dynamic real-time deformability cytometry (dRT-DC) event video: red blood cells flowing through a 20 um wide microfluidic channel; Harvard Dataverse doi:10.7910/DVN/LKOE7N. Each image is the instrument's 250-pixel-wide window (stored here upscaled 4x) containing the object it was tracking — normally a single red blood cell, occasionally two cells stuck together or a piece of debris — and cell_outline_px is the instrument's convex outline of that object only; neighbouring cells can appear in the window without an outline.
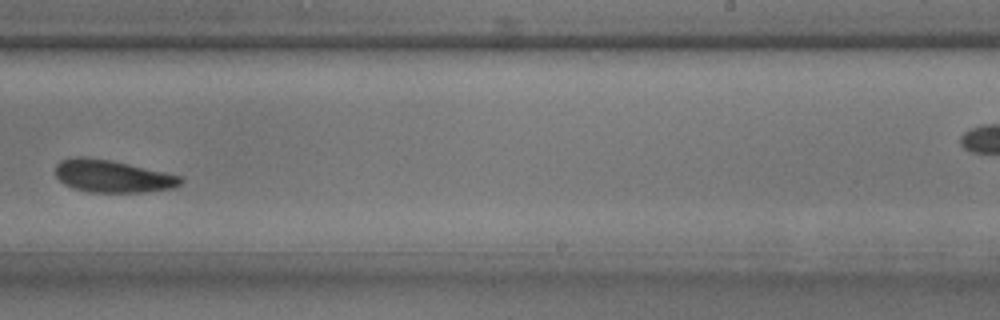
{"species": "common noctule bat (a hibernating species)", "species_latin": "Nyctalus noctula", "temperature_condition": "room temperature", "stored_images_in_passage": 19, "camera_frame_rate_fps": 3000, "um_per_image_px": 0.085, "animal": {"sex": "male", "body_mass_g": 17.9, "forearm_length_mm": 54.2}, "frame": {"image": 1, "passage_image": 16, "time_ms": 5.0, "image_size_px": [1000, 320], "cell_outline_px": [[184, 180], [176, 188], [144, 192], [88, 192], [72, 188], [64, 184], [56, 176], [56, 164], [60, 160], [72, 156], [84, 156], [112, 160], [164, 172], [180, 176]], "centroid_in_image_um": [9.53, 14.97], "position_along_channel_um": 279.5, "area_um2": 23.87}}